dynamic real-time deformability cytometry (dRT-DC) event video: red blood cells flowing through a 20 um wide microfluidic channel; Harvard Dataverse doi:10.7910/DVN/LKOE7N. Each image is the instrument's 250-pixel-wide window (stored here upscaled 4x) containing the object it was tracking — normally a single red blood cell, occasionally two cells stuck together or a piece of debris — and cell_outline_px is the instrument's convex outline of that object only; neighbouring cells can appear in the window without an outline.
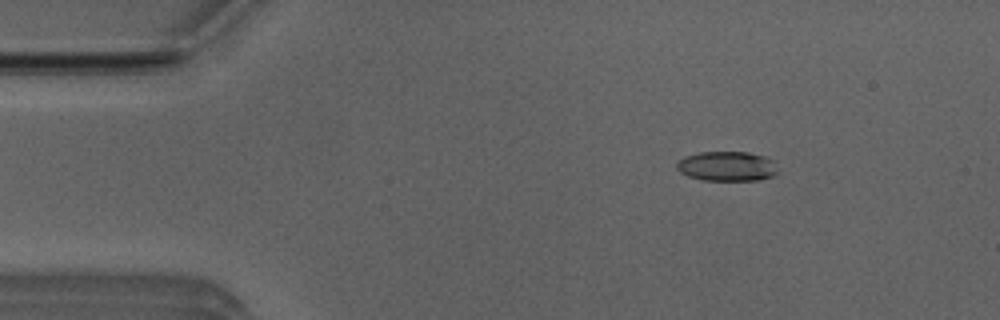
{"species": "Egyptian fruit bat (a non-hibernating species)", "species_latin": "Rousettus aegyptiacus", "temperature_condition": "room temperature", "stored_images_in_passage": 3, "camera_frame_rate_fps": 3000, "um_per_image_px": 0.085, "animal": {"sex": "male"}, "frame": {"image": 1, "passage_image": 1, "time_ms": 0.0, "image_size_px": [1000, 320], "cell_outline_px": [[776, 176], [760, 180], [704, 180], [688, 176], [680, 172], [676, 168], [676, 164], [684, 156], [700, 152], [748, 152], [764, 156], [772, 160], [776, 172]], "centroid_in_image_um": [61.78, 14.13], "position_along_channel_um": 23.2, "area_um2": 17.46}}